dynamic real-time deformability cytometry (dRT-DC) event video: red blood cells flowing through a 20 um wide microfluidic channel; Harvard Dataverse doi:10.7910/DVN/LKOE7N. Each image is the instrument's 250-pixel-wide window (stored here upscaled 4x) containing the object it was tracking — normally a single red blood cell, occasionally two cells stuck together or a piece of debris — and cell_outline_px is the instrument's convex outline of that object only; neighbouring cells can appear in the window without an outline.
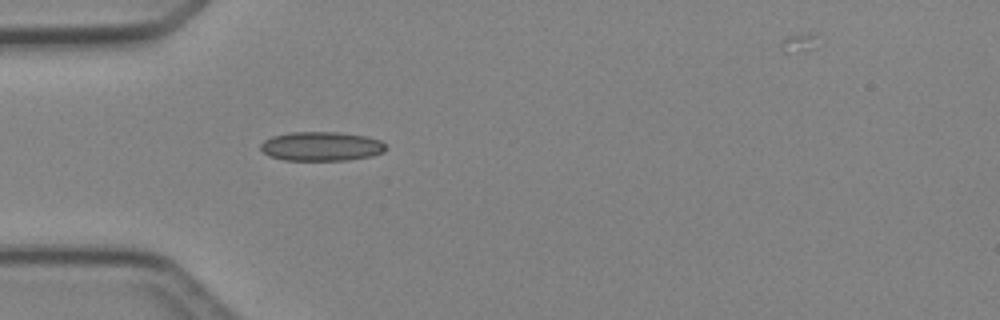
{"species": "Egyptian fruit bat (a non-hibernating species)", "species_latin": "Rousettus aegyptiacus", "temperature_condition": "cold", "stored_images_in_passage": 24, "camera_frame_rate_fps": 3000, "um_per_image_px": 0.085, "animal": {"sex": "female"}, "frame": {"image": 1, "passage_image": 1, "time_ms": 0.0, "image_size_px": [1000, 320], "cell_outline_px": [[384, 152], [372, 156], [348, 160], [284, 160], [268, 156], [260, 148], [260, 144], [264, 140], [272, 136], [292, 132], [340, 132], [368, 136], [380, 140], [384, 144]], "centroid_in_image_um": [27.3, 12.43], "position_along_channel_um": 57.7, "area_um2": 21.39}}
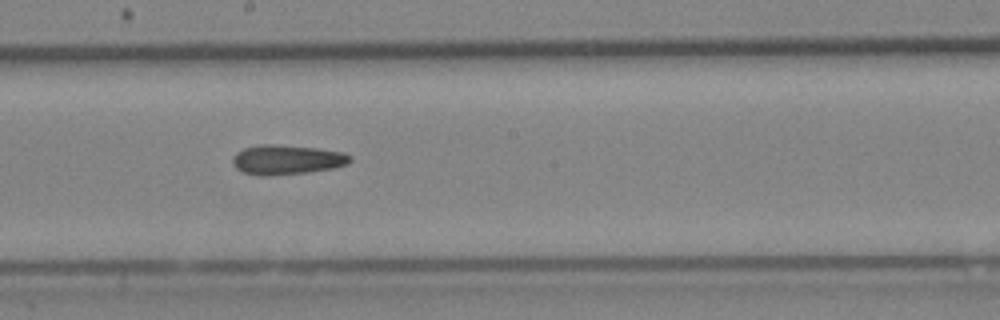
{"frame": {"image": 2, "passage_image": 13, "time_ms": 4.0, "image_size_px": [1000, 320], "cell_outline_px": [[352, 160], [348, 164], [332, 168], [304, 172], [244, 172], [236, 168], [232, 160], [232, 156], [236, 152], [244, 148], [260, 144], [272, 144], [316, 148], [344, 152], [352, 156]], "centroid_in_image_um": [24.44, 13.5], "position_along_channel_um": 223.8, "area_um2": 19.25}}
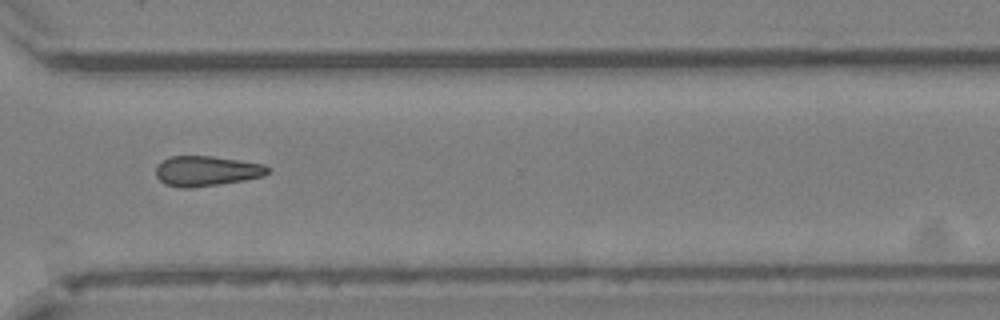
{"frame": {"image": 3, "passage_image": 22, "time_ms": 7.0, "image_size_px": [1000, 320], "cell_outline_px": [[268, 172], [264, 176], [244, 180], [192, 188], [180, 188], [164, 184], [156, 176], [156, 164], [168, 156], [212, 156], [264, 164], [268, 168]], "centroid_in_image_um": [17.5, 14.53], "position_along_channel_um": 353.1, "area_um2": 19.71}}